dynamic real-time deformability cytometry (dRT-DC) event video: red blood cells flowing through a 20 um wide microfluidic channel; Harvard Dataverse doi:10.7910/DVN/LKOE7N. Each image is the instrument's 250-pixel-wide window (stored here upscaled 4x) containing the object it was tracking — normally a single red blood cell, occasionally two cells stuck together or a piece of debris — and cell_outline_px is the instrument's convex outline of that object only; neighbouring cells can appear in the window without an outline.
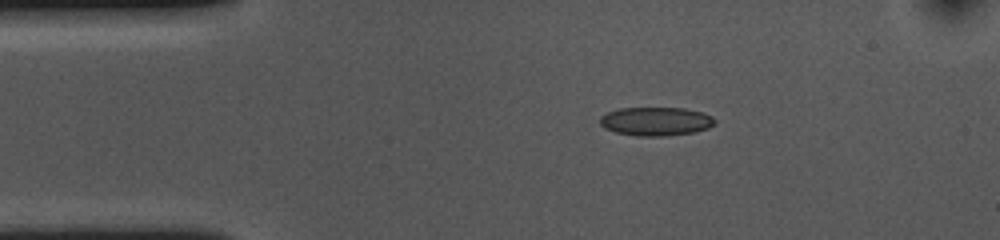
{"species": "common noctule bat (a hibernating species)", "species_latin": "Nyctalus noctula", "temperature_condition": "cold", "stored_images_in_passage": 46, "camera_frame_rate_fps": 3000, "um_per_image_px": 0.085, "animal": {"sex": "female", "body_mass_g": 10.0, "forearm_length_mm": 53.1}, "frame": {"image": 1, "passage_image": 1, "time_ms": 0.0, "image_size_px": [1000, 240], "cell_outline_px": [[716, 120], [708, 128], [692, 132], [664, 136], [636, 136], [616, 132], [604, 128], [600, 124], [600, 116], [608, 112], [620, 108], [684, 108], [704, 112], [712, 116]], "centroid_in_image_um": [55.73, 10.31], "position_along_channel_um": 29.3, "area_um2": 19.13}}
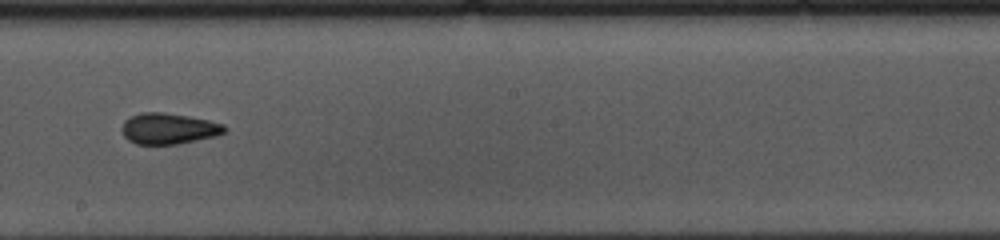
{"frame": {"image": 2, "passage_image": 21, "time_ms": 6.667, "image_size_px": [1000, 240], "cell_outline_px": [[228, 132], [216, 136], [180, 144], [136, 144], [128, 140], [124, 136], [120, 128], [124, 120], [140, 112], [164, 112], [188, 116], [208, 120], [224, 124], [228, 128]], "centroid_in_image_um": [14.35, 10.93], "position_along_channel_um": 233.8, "area_um2": 18.84}}
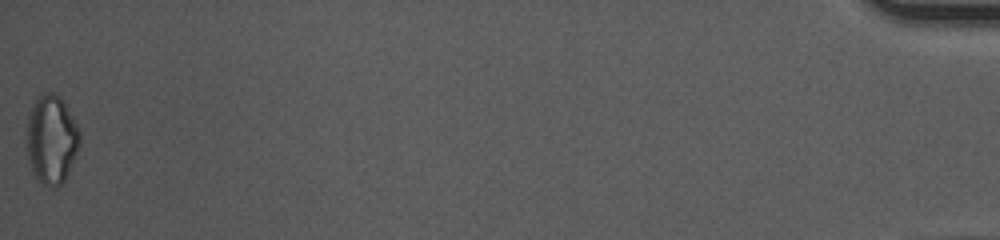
{"frame": {"image": 3, "passage_image": 46, "time_ms": 15.0, "image_size_px": [1000, 240], "cell_outline_px": [[80, 144], [68, 172], [64, 180], [60, 184], [44, 184], [36, 176], [28, 160], [28, 112], [32, 104], [44, 92], [52, 92], [64, 104], [72, 116], [80, 132]], "centroid_in_image_um": [4.38, 11.81], "position_along_channel_um": 430.8, "area_um2": 26.47}, "authors_computed_cell_mechanics": {"area_um2": 18.785, "velocity_mm_per_s": 3.6262, "shape_relaxation_time_tau1_ms": null, "shape_relaxation_time_tau2_ms": 2.7459, "deformation_change_tau1": null, "deformation_change_tau2": 0.0666}}